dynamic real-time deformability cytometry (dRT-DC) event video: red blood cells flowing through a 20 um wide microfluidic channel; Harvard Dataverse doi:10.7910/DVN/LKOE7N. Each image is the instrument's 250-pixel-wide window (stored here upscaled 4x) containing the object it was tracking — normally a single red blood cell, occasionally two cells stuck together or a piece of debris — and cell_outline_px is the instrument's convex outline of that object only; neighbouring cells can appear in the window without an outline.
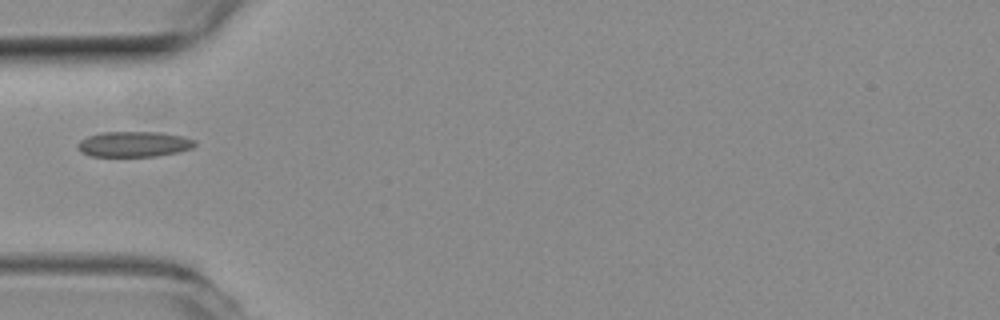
{"species": "common noctule bat (a hibernating species)", "species_latin": "Nyctalus noctula", "temperature_condition": "room temperature", "stored_images_in_passage": 10, "camera_frame_rate_fps": 3000, "um_per_image_px": 0.085, "animal": {"sex": "female", "body_mass_g": 19.3, "forearm_length_mm": 54.1}, "frame": {"image": 1, "passage_image": 1, "time_ms": 0.0, "image_size_px": [1000, 320], "cell_outline_px": [[196, 144], [192, 148], [176, 152], [156, 156], [92, 156], [80, 152], [76, 144], [80, 140], [88, 136], [104, 132], [160, 132], [184, 136], [196, 140]], "centroid_in_image_um": [11.39, 12.24], "position_along_channel_um": 73.6, "area_um2": 17.4}}
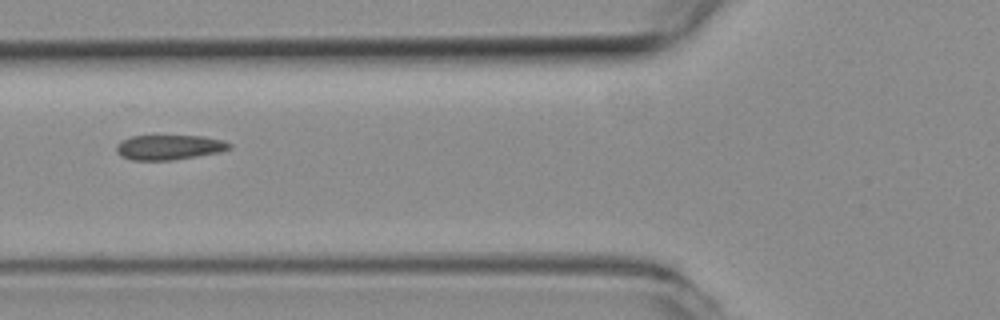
{"frame": {"image": 2, "passage_image": 4, "time_ms": 1.0, "image_size_px": [1000, 320], "cell_outline_px": [[232, 148], [220, 152], [172, 160], [132, 160], [120, 156], [116, 152], [116, 144], [120, 140], [132, 136], [204, 136], [224, 140], [232, 144]], "centroid_in_image_um": [14.37, 12.51], "position_along_channel_um": 111.4, "area_um2": 16.53}}
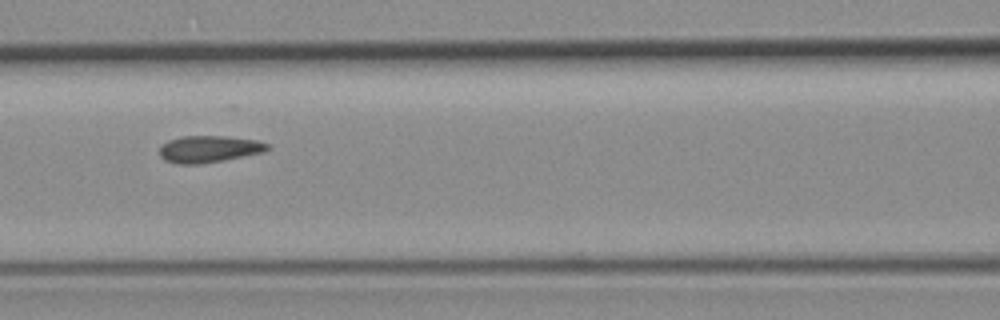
{"frame": {"image": 3, "passage_image": 7, "time_ms": 2.0, "image_size_px": [1000, 320], "cell_outline_px": [[272, 148], [264, 152], [224, 160], [200, 164], [176, 164], [164, 160], [160, 156], [160, 144], [168, 140], [180, 136], [224, 136], [256, 140], [268, 144]], "centroid_in_image_um": [17.74, 12.67], "position_along_channel_um": 148.9, "area_um2": 17.05}}